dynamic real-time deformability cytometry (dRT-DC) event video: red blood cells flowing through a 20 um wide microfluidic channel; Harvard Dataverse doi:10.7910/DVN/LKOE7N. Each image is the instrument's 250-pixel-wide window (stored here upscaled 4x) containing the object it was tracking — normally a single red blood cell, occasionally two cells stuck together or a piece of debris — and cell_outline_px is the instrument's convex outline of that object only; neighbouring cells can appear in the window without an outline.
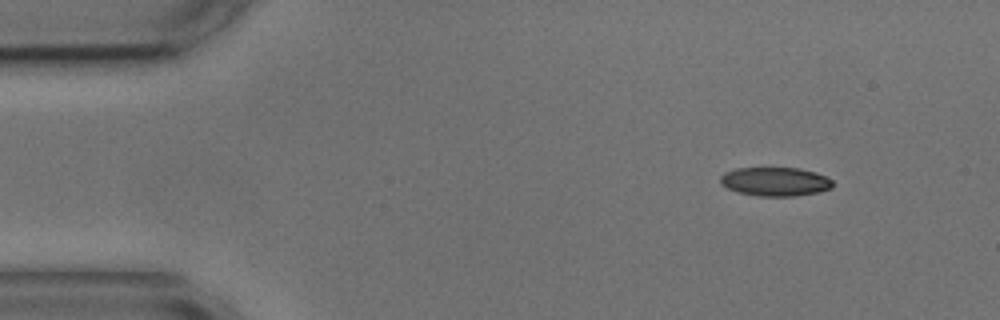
{"species": "common noctule bat (a hibernating species)", "species_latin": "Nyctalus noctula", "temperature_condition": "cold", "stored_images_in_passage": 6, "camera_frame_rate_fps": 3000, "um_per_image_px": 0.085, "animal": {"sex": "male", "body_mass_g": 17.9, "forearm_length_mm": 54.2}, "frame": {"image": 1, "passage_image": 1, "time_ms": 0.0, "image_size_px": [1000, 320], "cell_outline_px": [[832, 188], [816, 192], [796, 196], [760, 196], [736, 192], [720, 184], [720, 176], [724, 172], [736, 168], [800, 168], [816, 172], [832, 180]], "centroid_in_image_um": [65.86, 15.43], "position_along_channel_um": 19.1, "area_um2": 18.9}}
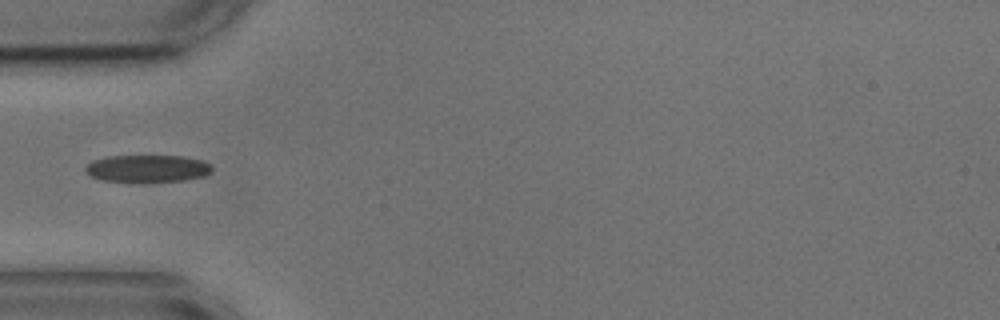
{"frame": {"image": 2, "passage_image": 4, "time_ms": 3.667, "image_size_px": [1000, 320], "cell_outline_px": [[212, 172], [204, 176], [184, 180], [100, 180], [92, 176], [84, 168], [92, 160], [108, 156], [184, 156], [200, 160], [212, 164]], "centroid_in_image_um": [12.57, 14.29], "position_along_channel_um": 72.4, "area_um2": 19.54}}